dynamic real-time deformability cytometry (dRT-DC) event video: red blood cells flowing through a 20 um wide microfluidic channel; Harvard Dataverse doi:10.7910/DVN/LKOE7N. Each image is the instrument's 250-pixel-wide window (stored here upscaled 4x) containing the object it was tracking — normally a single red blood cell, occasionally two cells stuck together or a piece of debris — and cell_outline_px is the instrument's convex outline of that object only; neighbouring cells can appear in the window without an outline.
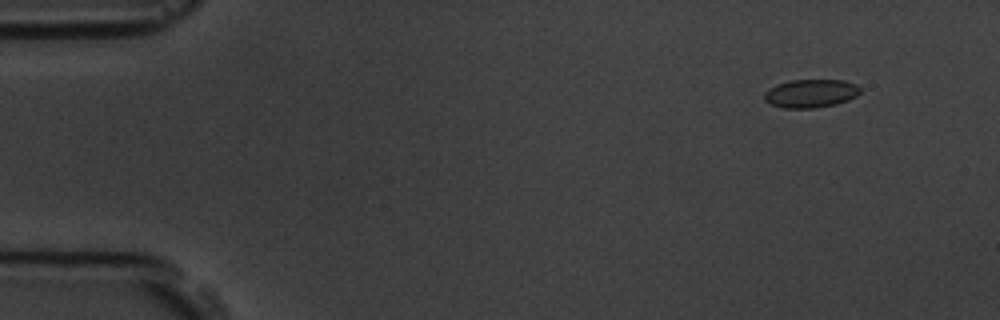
{"species": "common noctule bat (a hibernating species)", "species_latin": "Nyctalus noctula", "temperature_condition": "room temperature", "stored_images_in_passage": 9, "camera_frame_rate_fps": 3000, "um_per_image_px": 0.085, "animal": {"sex": "male", "body_mass_g": 19.5, "forearm_length_mm": 54.6}, "frame": {"image": 1, "passage_image": 1, "time_ms": 0.0, "image_size_px": [1000, 320], "cell_outline_px": [[860, 92], [856, 96], [848, 100], [836, 104], [816, 108], [784, 108], [772, 104], [764, 100], [764, 92], [788, 80], [844, 80], [856, 84], [860, 88]], "centroid_in_image_um": [68.94, 7.94], "position_along_channel_um": 16.1, "area_um2": 15.72}}
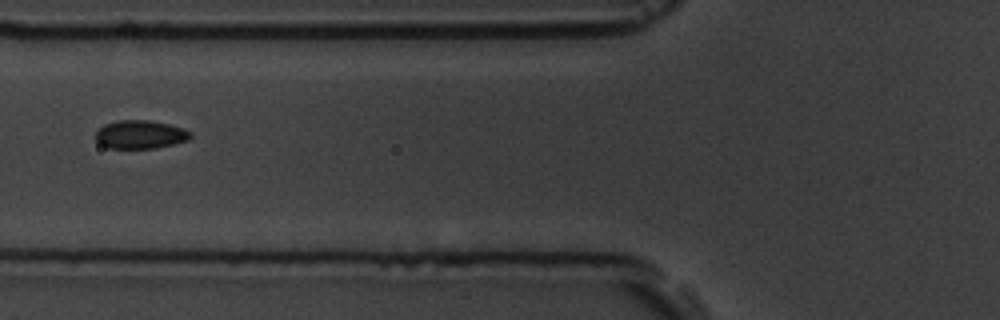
{"frame": {"image": 2, "passage_image": 6, "time_ms": 5.667, "image_size_px": [1000, 320], "cell_outline_px": [[192, 136], [188, 140], [156, 148], [108, 148], [100, 144], [96, 140], [96, 132], [104, 124], [116, 120], [148, 120], [168, 124], [184, 128], [192, 132]], "centroid_in_image_um": [11.93, 11.43], "position_along_channel_um": 113.9, "area_um2": 15.72}}
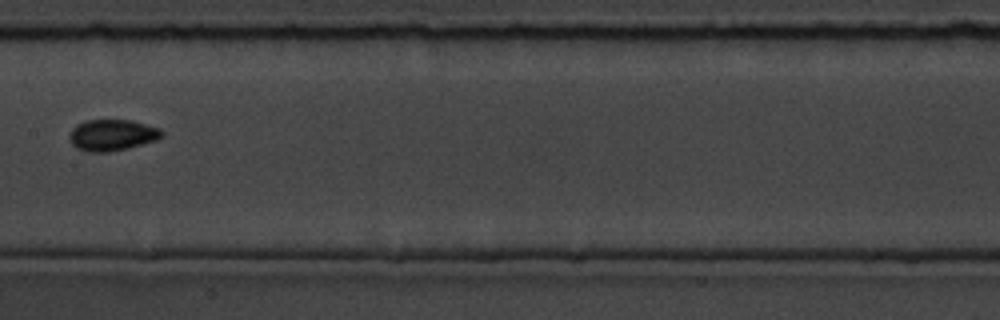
{"frame": {"image": 3, "passage_image": 8, "time_ms": 8.0, "image_size_px": [1000, 320], "cell_outline_px": [[164, 136], [156, 140], [128, 148], [108, 152], [88, 152], [76, 148], [72, 144], [68, 136], [72, 128], [76, 124], [88, 120], [132, 120], [160, 128], [164, 132]], "centroid_in_image_um": [9.53, 11.48], "position_along_channel_um": 197.9, "area_um2": 16.99}}